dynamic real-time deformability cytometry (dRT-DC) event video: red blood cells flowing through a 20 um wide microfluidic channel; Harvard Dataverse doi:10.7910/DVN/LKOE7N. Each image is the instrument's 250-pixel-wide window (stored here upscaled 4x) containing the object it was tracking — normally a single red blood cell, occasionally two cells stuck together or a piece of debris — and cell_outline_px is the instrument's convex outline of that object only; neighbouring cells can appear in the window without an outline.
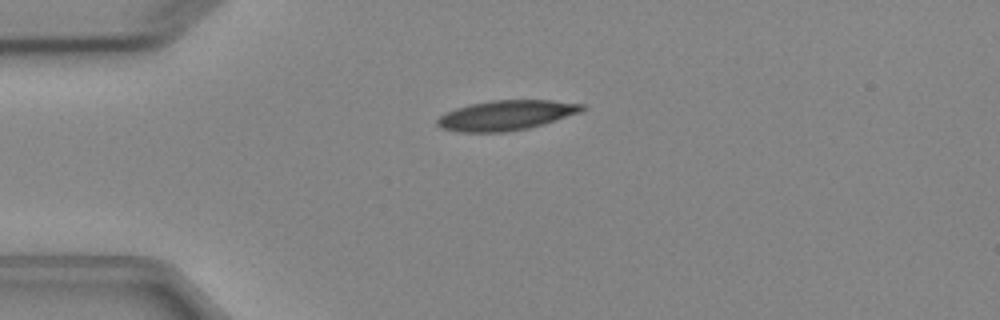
{"species": "Egyptian fruit bat (a non-hibernating species)", "species_latin": "Rousettus aegyptiacus", "temperature_condition": "cold", "stored_images_in_passage": 6, "camera_frame_rate_fps": 3000, "um_per_image_px": 0.085, "animal": {"sex": "female"}, "frame": {"image": 1, "passage_image": 1, "time_ms": 0.0, "image_size_px": [1000, 320], "cell_outline_px": [[588, 108], [580, 112], [544, 124], [528, 128], [504, 132], [460, 132], [440, 128], [436, 124], [436, 120], [444, 112], [468, 104], [492, 100], [552, 100], [584, 104]], "centroid_in_image_um": [43.01, 9.79], "position_along_channel_um": 42.0, "area_um2": 25.43}}
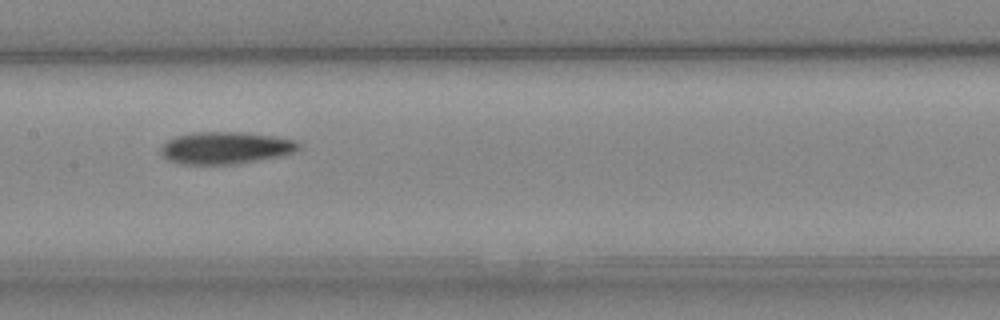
{"frame": {"image": 2, "passage_image": 5, "time_ms": 4.333, "image_size_px": [1000, 320], "cell_outline_px": [[300, 148], [292, 152], [276, 156], [236, 164], [180, 164], [168, 160], [160, 156], [160, 148], [168, 140], [176, 136], [192, 132], [240, 132], [276, 136], [296, 140], [300, 144]], "centroid_in_image_um": [19.12, 12.56], "position_along_channel_um": 188.3, "area_um2": 25.78}}
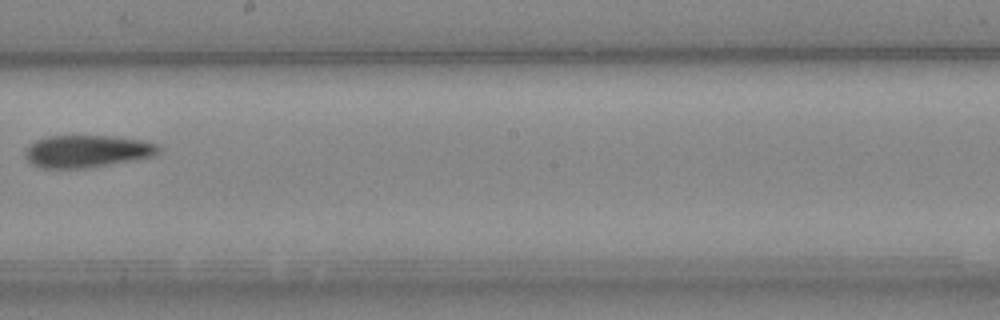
{"frame": {"image": 3, "passage_image": 6, "time_ms": 5.667, "image_size_px": [1000, 320], "cell_outline_px": [[160, 152], [156, 156], [88, 168], [40, 168], [32, 164], [28, 160], [24, 152], [36, 140], [48, 136], [112, 136], [140, 140], [160, 144]], "centroid_in_image_um": [7.44, 12.86], "position_along_channel_um": 240.8, "area_um2": 25.14}}